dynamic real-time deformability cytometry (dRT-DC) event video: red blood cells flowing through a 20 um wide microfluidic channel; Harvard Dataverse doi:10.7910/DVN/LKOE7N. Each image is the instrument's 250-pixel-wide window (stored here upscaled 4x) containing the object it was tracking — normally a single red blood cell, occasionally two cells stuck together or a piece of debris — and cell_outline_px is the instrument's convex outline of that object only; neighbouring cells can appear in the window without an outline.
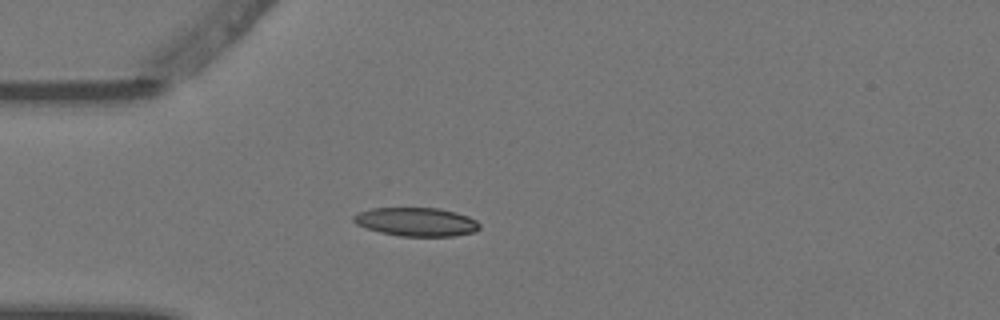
{"species": "Egyptian fruit bat (a non-hibernating species)", "species_latin": "Rousettus aegyptiacus", "temperature_condition": "warm", "stored_images_in_passage": 2, "camera_frame_rate_fps": 3000, "um_per_image_px": 0.085, "animal": {"sex": "female"}, "frame": {"image": 1, "passage_image": 1, "time_ms": 0.0, "image_size_px": [1000, 320], "cell_outline_px": [[480, 228], [476, 232], [456, 236], [400, 236], [380, 232], [356, 224], [352, 220], [352, 216], [360, 212], [372, 208], [440, 208], [456, 212], [468, 216], [476, 220], [480, 224]], "centroid_in_image_um": [35.43, 18.86], "position_along_channel_um": 49.6, "area_um2": 21.1}}